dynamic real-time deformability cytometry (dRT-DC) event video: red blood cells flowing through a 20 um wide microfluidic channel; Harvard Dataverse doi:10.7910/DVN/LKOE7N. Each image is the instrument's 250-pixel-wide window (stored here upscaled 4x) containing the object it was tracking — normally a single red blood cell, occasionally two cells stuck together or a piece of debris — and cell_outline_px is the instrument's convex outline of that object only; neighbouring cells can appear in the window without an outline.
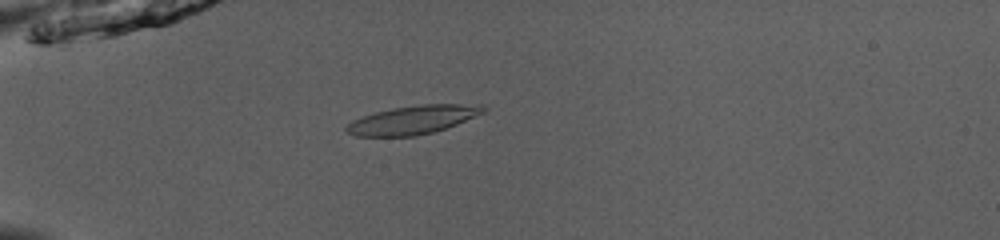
{"species": "common noctule bat (a hibernating species)", "species_latin": "Nyctalus noctula", "temperature_condition": "room temperature", "stored_images_in_passage": 49, "camera_frame_rate_fps": 3000, "um_per_image_px": 0.085, "animal": {"sex": "male", "body_mass_g": 13.0, "forearm_length_mm": 53.1}, "frame": {"image": 1, "passage_image": 13, "time_ms": 4.0, "image_size_px": [1000, 240], "cell_outline_px": [[488, 112], [456, 124], [432, 132], [416, 136], [356, 136], [348, 132], [344, 128], [352, 120], [376, 112], [392, 108], [420, 104], [484, 104], [488, 108]], "centroid_in_image_um": [35.17, 10.17], "position_along_channel_um": 49.8, "area_um2": 22.83}}
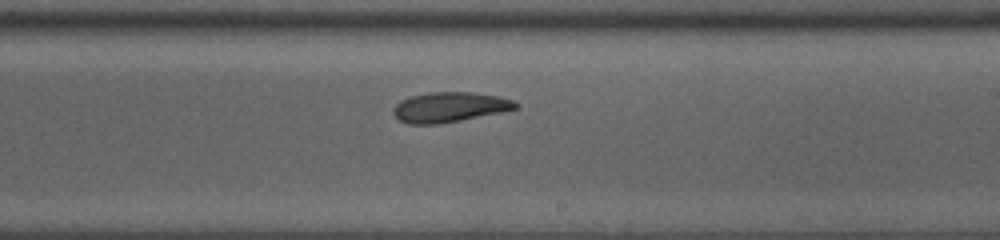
{"frame": {"image": 2, "passage_image": 30, "time_ms": 9.667, "image_size_px": [1000, 240], "cell_outline_px": [[520, 108], [460, 120], [436, 124], [408, 124], [400, 120], [392, 112], [396, 104], [400, 100], [412, 96], [432, 92], [472, 92], [500, 96], [512, 100], [520, 104]], "centroid_in_image_um": [38.24, 9.1], "position_along_channel_um": 250.8, "area_um2": 21.27}}
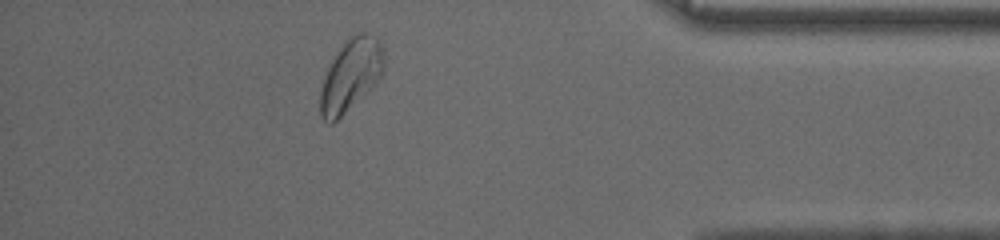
{"frame": {"image": 3, "passage_image": 44, "time_ms": 14.333, "image_size_px": [1000, 240], "cell_outline_px": [[384, 72], [332, 124], [328, 124], [320, 116], [320, 92], [328, 68], [332, 60], [340, 48], [352, 32], [368, 32], [380, 40], [384, 48]], "centroid_in_image_um": [29.82, 6.3], "position_along_channel_um": 405.4, "area_um2": 26.18}, "authors_computed_cell_mechanics": {"area_um2": 22.4842, "velocity_mm_per_s": 3.9045, "shape_relaxation_time_tau1_ms": 2.8833, "shape_relaxation_time_tau2_ms": 2.4482, "deformation_change_tau1": 0.1199, "deformation_change_tau2": 0.0775}}